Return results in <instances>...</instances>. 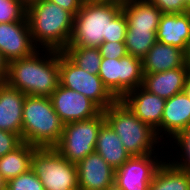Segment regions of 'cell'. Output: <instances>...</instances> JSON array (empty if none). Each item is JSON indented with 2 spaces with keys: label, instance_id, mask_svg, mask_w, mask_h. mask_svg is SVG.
<instances>
[{
  "label": "cell",
  "instance_id": "obj_1",
  "mask_svg": "<svg viewBox=\"0 0 190 190\" xmlns=\"http://www.w3.org/2000/svg\"><path fill=\"white\" fill-rule=\"evenodd\" d=\"M127 29L121 1L83 3L74 16L68 46L98 48L103 42H124Z\"/></svg>",
  "mask_w": 190,
  "mask_h": 190
},
{
  "label": "cell",
  "instance_id": "obj_2",
  "mask_svg": "<svg viewBox=\"0 0 190 190\" xmlns=\"http://www.w3.org/2000/svg\"><path fill=\"white\" fill-rule=\"evenodd\" d=\"M5 82L25 95L49 97L60 83L59 51L39 49L29 57L8 62Z\"/></svg>",
  "mask_w": 190,
  "mask_h": 190
},
{
  "label": "cell",
  "instance_id": "obj_3",
  "mask_svg": "<svg viewBox=\"0 0 190 190\" xmlns=\"http://www.w3.org/2000/svg\"><path fill=\"white\" fill-rule=\"evenodd\" d=\"M33 43L40 49L63 51L70 43L74 16L57 4L40 0L26 14Z\"/></svg>",
  "mask_w": 190,
  "mask_h": 190
},
{
  "label": "cell",
  "instance_id": "obj_4",
  "mask_svg": "<svg viewBox=\"0 0 190 190\" xmlns=\"http://www.w3.org/2000/svg\"><path fill=\"white\" fill-rule=\"evenodd\" d=\"M103 113L105 121L120 137L125 150L131 156L158 154V150L164 148L161 146L159 149L160 144L165 143H162L156 131L142 122L121 100L107 107Z\"/></svg>",
  "mask_w": 190,
  "mask_h": 190
},
{
  "label": "cell",
  "instance_id": "obj_5",
  "mask_svg": "<svg viewBox=\"0 0 190 190\" xmlns=\"http://www.w3.org/2000/svg\"><path fill=\"white\" fill-rule=\"evenodd\" d=\"M64 123L55 112L50 97L26 95L22 113V140L37 148H54Z\"/></svg>",
  "mask_w": 190,
  "mask_h": 190
},
{
  "label": "cell",
  "instance_id": "obj_6",
  "mask_svg": "<svg viewBox=\"0 0 190 190\" xmlns=\"http://www.w3.org/2000/svg\"><path fill=\"white\" fill-rule=\"evenodd\" d=\"M31 169L45 190H79L77 165L55 148H37L31 157Z\"/></svg>",
  "mask_w": 190,
  "mask_h": 190
},
{
  "label": "cell",
  "instance_id": "obj_7",
  "mask_svg": "<svg viewBox=\"0 0 190 190\" xmlns=\"http://www.w3.org/2000/svg\"><path fill=\"white\" fill-rule=\"evenodd\" d=\"M104 122L105 116L101 111L93 118L65 123L54 148L69 162L77 164L95 152L98 131Z\"/></svg>",
  "mask_w": 190,
  "mask_h": 190
},
{
  "label": "cell",
  "instance_id": "obj_8",
  "mask_svg": "<svg viewBox=\"0 0 190 190\" xmlns=\"http://www.w3.org/2000/svg\"><path fill=\"white\" fill-rule=\"evenodd\" d=\"M59 82L89 98L102 111L117 101L98 75L77 66L63 51H59Z\"/></svg>",
  "mask_w": 190,
  "mask_h": 190
},
{
  "label": "cell",
  "instance_id": "obj_9",
  "mask_svg": "<svg viewBox=\"0 0 190 190\" xmlns=\"http://www.w3.org/2000/svg\"><path fill=\"white\" fill-rule=\"evenodd\" d=\"M98 76L109 92L121 100L128 92L142 86V60L128 54L119 59L102 58Z\"/></svg>",
  "mask_w": 190,
  "mask_h": 190
},
{
  "label": "cell",
  "instance_id": "obj_10",
  "mask_svg": "<svg viewBox=\"0 0 190 190\" xmlns=\"http://www.w3.org/2000/svg\"><path fill=\"white\" fill-rule=\"evenodd\" d=\"M164 162L158 154L131 156L115 170L114 190H149L155 172Z\"/></svg>",
  "mask_w": 190,
  "mask_h": 190
},
{
  "label": "cell",
  "instance_id": "obj_11",
  "mask_svg": "<svg viewBox=\"0 0 190 190\" xmlns=\"http://www.w3.org/2000/svg\"><path fill=\"white\" fill-rule=\"evenodd\" d=\"M49 97L55 112L64 124L93 118L102 111L89 98L60 83Z\"/></svg>",
  "mask_w": 190,
  "mask_h": 190
},
{
  "label": "cell",
  "instance_id": "obj_12",
  "mask_svg": "<svg viewBox=\"0 0 190 190\" xmlns=\"http://www.w3.org/2000/svg\"><path fill=\"white\" fill-rule=\"evenodd\" d=\"M37 50L28 21L0 23V53L7 62L29 57Z\"/></svg>",
  "mask_w": 190,
  "mask_h": 190
},
{
  "label": "cell",
  "instance_id": "obj_13",
  "mask_svg": "<svg viewBox=\"0 0 190 190\" xmlns=\"http://www.w3.org/2000/svg\"><path fill=\"white\" fill-rule=\"evenodd\" d=\"M121 101L144 123L150 125L159 139L166 100L152 94L142 86L128 92ZM160 131V132H159Z\"/></svg>",
  "mask_w": 190,
  "mask_h": 190
},
{
  "label": "cell",
  "instance_id": "obj_14",
  "mask_svg": "<svg viewBox=\"0 0 190 190\" xmlns=\"http://www.w3.org/2000/svg\"><path fill=\"white\" fill-rule=\"evenodd\" d=\"M76 165L79 190H114L115 169L100 154L91 153Z\"/></svg>",
  "mask_w": 190,
  "mask_h": 190
},
{
  "label": "cell",
  "instance_id": "obj_15",
  "mask_svg": "<svg viewBox=\"0 0 190 190\" xmlns=\"http://www.w3.org/2000/svg\"><path fill=\"white\" fill-rule=\"evenodd\" d=\"M189 75L190 69L186 64L163 72L144 74L142 87L166 100L184 91Z\"/></svg>",
  "mask_w": 190,
  "mask_h": 190
},
{
  "label": "cell",
  "instance_id": "obj_16",
  "mask_svg": "<svg viewBox=\"0 0 190 190\" xmlns=\"http://www.w3.org/2000/svg\"><path fill=\"white\" fill-rule=\"evenodd\" d=\"M26 95L6 82L0 84V130L22 138V113Z\"/></svg>",
  "mask_w": 190,
  "mask_h": 190
},
{
  "label": "cell",
  "instance_id": "obj_17",
  "mask_svg": "<svg viewBox=\"0 0 190 190\" xmlns=\"http://www.w3.org/2000/svg\"><path fill=\"white\" fill-rule=\"evenodd\" d=\"M188 126H190V98L182 91L166 99L161 121L162 143L164 134L171 142V138Z\"/></svg>",
  "mask_w": 190,
  "mask_h": 190
},
{
  "label": "cell",
  "instance_id": "obj_18",
  "mask_svg": "<svg viewBox=\"0 0 190 190\" xmlns=\"http://www.w3.org/2000/svg\"><path fill=\"white\" fill-rule=\"evenodd\" d=\"M157 41L186 50L190 39V11L163 13L157 28Z\"/></svg>",
  "mask_w": 190,
  "mask_h": 190
},
{
  "label": "cell",
  "instance_id": "obj_19",
  "mask_svg": "<svg viewBox=\"0 0 190 190\" xmlns=\"http://www.w3.org/2000/svg\"><path fill=\"white\" fill-rule=\"evenodd\" d=\"M184 51L157 41L142 59L143 73L163 72L184 66Z\"/></svg>",
  "mask_w": 190,
  "mask_h": 190
},
{
  "label": "cell",
  "instance_id": "obj_20",
  "mask_svg": "<svg viewBox=\"0 0 190 190\" xmlns=\"http://www.w3.org/2000/svg\"><path fill=\"white\" fill-rule=\"evenodd\" d=\"M128 29L157 30L162 11L149 0H126L122 2Z\"/></svg>",
  "mask_w": 190,
  "mask_h": 190
},
{
  "label": "cell",
  "instance_id": "obj_21",
  "mask_svg": "<svg viewBox=\"0 0 190 190\" xmlns=\"http://www.w3.org/2000/svg\"><path fill=\"white\" fill-rule=\"evenodd\" d=\"M95 152L100 154L115 170L121 167L131 157L125 150L120 137L106 121L98 131Z\"/></svg>",
  "mask_w": 190,
  "mask_h": 190
},
{
  "label": "cell",
  "instance_id": "obj_22",
  "mask_svg": "<svg viewBox=\"0 0 190 190\" xmlns=\"http://www.w3.org/2000/svg\"><path fill=\"white\" fill-rule=\"evenodd\" d=\"M37 147L23 142L0 158V175L7 182L31 169V157Z\"/></svg>",
  "mask_w": 190,
  "mask_h": 190
},
{
  "label": "cell",
  "instance_id": "obj_23",
  "mask_svg": "<svg viewBox=\"0 0 190 190\" xmlns=\"http://www.w3.org/2000/svg\"><path fill=\"white\" fill-rule=\"evenodd\" d=\"M149 190H190V172L176 168L165 159L155 172Z\"/></svg>",
  "mask_w": 190,
  "mask_h": 190
},
{
  "label": "cell",
  "instance_id": "obj_24",
  "mask_svg": "<svg viewBox=\"0 0 190 190\" xmlns=\"http://www.w3.org/2000/svg\"><path fill=\"white\" fill-rule=\"evenodd\" d=\"M63 52L83 70L98 75L102 61L99 48L67 46Z\"/></svg>",
  "mask_w": 190,
  "mask_h": 190
},
{
  "label": "cell",
  "instance_id": "obj_25",
  "mask_svg": "<svg viewBox=\"0 0 190 190\" xmlns=\"http://www.w3.org/2000/svg\"><path fill=\"white\" fill-rule=\"evenodd\" d=\"M156 32L157 30L127 29L124 41L127 54L142 60L157 42Z\"/></svg>",
  "mask_w": 190,
  "mask_h": 190
},
{
  "label": "cell",
  "instance_id": "obj_26",
  "mask_svg": "<svg viewBox=\"0 0 190 190\" xmlns=\"http://www.w3.org/2000/svg\"><path fill=\"white\" fill-rule=\"evenodd\" d=\"M171 140L173 142L170 147L176 144L175 145L176 147H172V148L177 149V146L180 148H178L179 150L177 149V154H178L176 155L177 157L176 156L175 157L172 156L171 158L166 157V159H169L168 161L176 168L181 169L183 171L190 172V126L185 128L181 132L177 133ZM175 158H178V159H175Z\"/></svg>",
  "mask_w": 190,
  "mask_h": 190
},
{
  "label": "cell",
  "instance_id": "obj_27",
  "mask_svg": "<svg viewBox=\"0 0 190 190\" xmlns=\"http://www.w3.org/2000/svg\"><path fill=\"white\" fill-rule=\"evenodd\" d=\"M27 8L19 0H0V23L28 21Z\"/></svg>",
  "mask_w": 190,
  "mask_h": 190
},
{
  "label": "cell",
  "instance_id": "obj_28",
  "mask_svg": "<svg viewBox=\"0 0 190 190\" xmlns=\"http://www.w3.org/2000/svg\"><path fill=\"white\" fill-rule=\"evenodd\" d=\"M6 190H45L41 180L29 169L6 182Z\"/></svg>",
  "mask_w": 190,
  "mask_h": 190
},
{
  "label": "cell",
  "instance_id": "obj_29",
  "mask_svg": "<svg viewBox=\"0 0 190 190\" xmlns=\"http://www.w3.org/2000/svg\"><path fill=\"white\" fill-rule=\"evenodd\" d=\"M23 143L19 134L0 130V158Z\"/></svg>",
  "mask_w": 190,
  "mask_h": 190
},
{
  "label": "cell",
  "instance_id": "obj_30",
  "mask_svg": "<svg viewBox=\"0 0 190 190\" xmlns=\"http://www.w3.org/2000/svg\"><path fill=\"white\" fill-rule=\"evenodd\" d=\"M98 48L102 58L119 59L127 55L124 42H103Z\"/></svg>",
  "mask_w": 190,
  "mask_h": 190
},
{
  "label": "cell",
  "instance_id": "obj_31",
  "mask_svg": "<svg viewBox=\"0 0 190 190\" xmlns=\"http://www.w3.org/2000/svg\"><path fill=\"white\" fill-rule=\"evenodd\" d=\"M155 4L162 13H184L190 9L183 3V0H149Z\"/></svg>",
  "mask_w": 190,
  "mask_h": 190
},
{
  "label": "cell",
  "instance_id": "obj_32",
  "mask_svg": "<svg viewBox=\"0 0 190 190\" xmlns=\"http://www.w3.org/2000/svg\"><path fill=\"white\" fill-rule=\"evenodd\" d=\"M45 1H50L57 4L64 10L70 12L73 16L77 14V12L81 9V6L83 4L80 0H45Z\"/></svg>",
  "mask_w": 190,
  "mask_h": 190
},
{
  "label": "cell",
  "instance_id": "obj_33",
  "mask_svg": "<svg viewBox=\"0 0 190 190\" xmlns=\"http://www.w3.org/2000/svg\"><path fill=\"white\" fill-rule=\"evenodd\" d=\"M8 62L3 58L0 53V84L5 83L7 78Z\"/></svg>",
  "mask_w": 190,
  "mask_h": 190
},
{
  "label": "cell",
  "instance_id": "obj_34",
  "mask_svg": "<svg viewBox=\"0 0 190 190\" xmlns=\"http://www.w3.org/2000/svg\"><path fill=\"white\" fill-rule=\"evenodd\" d=\"M184 54H185V63L187 67L190 69V39L187 43V47L186 50L184 51Z\"/></svg>",
  "mask_w": 190,
  "mask_h": 190
},
{
  "label": "cell",
  "instance_id": "obj_35",
  "mask_svg": "<svg viewBox=\"0 0 190 190\" xmlns=\"http://www.w3.org/2000/svg\"><path fill=\"white\" fill-rule=\"evenodd\" d=\"M26 8L37 3L40 0H19Z\"/></svg>",
  "mask_w": 190,
  "mask_h": 190
},
{
  "label": "cell",
  "instance_id": "obj_36",
  "mask_svg": "<svg viewBox=\"0 0 190 190\" xmlns=\"http://www.w3.org/2000/svg\"><path fill=\"white\" fill-rule=\"evenodd\" d=\"M184 92L190 98V75H189V77L186 80V84H185V87H184Z\"/></svg>",
  "mask_w": 190,
  "mask_h": 190
},
{
  "label": "cell",
  "instance_id": "obj_37",
  "mask_svg": "<svg viewBox=\"0 0 190 190\" xmlns=\"http://www.w3.org/2000/svg\"><path fill=\"white\" fill-rule=\"evenodd\" d=\"M0 190H6V181L0 175Z\"/></svg>",
  "mask_w": 190,
  "mask_h": 190
},
{
  "label": "cell",
  "instance_id": "obj_38",
  "mask_svg": "<svg viewBox=\"0 0 190 190\" xmlns=\"http://www.w3.org/2000/svg\"><path fill=\"white\" fill-rule=\"evenodd\" d=\"M183 3L190 9V0H183Z\"/></svg>",
  "mask_w": 190,
  "mask_h": 190
},
{
  "label": "cell",
  "instance_id": "obj_39",
  "mask_svg": "<svg viewBox=\"0 0 190 190\" xmlns=\"http://www.w3.org/2000/svg\"><path fill=\"white\" fill-rule=\"evenodd\" d=\"M96 1H114V0H88V2H96Z\"/></svg>",
  "mask_w": 190,
  "mask_h": 190
},
{
  "label": "cell",
  "instance_id": "obj_40",
  "mask_svg": "<svg viewBox=\"0 0 190 190\" xmlns=\"http://www.w3.org/2000/svg\"><path fill=\"white\" fill-rule=\"evenodd\" d=\"M82 3H87L88 0H80Z\"/></svg>",
  "mask_w": 190,
  "mask_h": 190
}]
</instances>
